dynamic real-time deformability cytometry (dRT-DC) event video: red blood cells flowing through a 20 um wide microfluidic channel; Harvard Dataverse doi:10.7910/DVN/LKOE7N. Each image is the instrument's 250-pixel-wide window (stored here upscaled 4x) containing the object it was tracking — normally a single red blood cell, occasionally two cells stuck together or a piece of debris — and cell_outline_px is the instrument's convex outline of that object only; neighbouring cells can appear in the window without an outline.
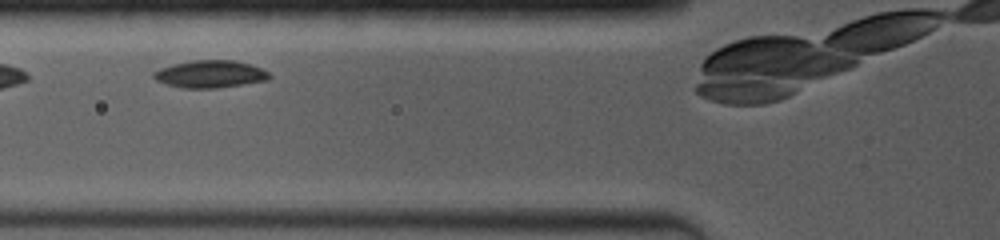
{"species": "common noctule bat (a hibernating species)", "species_latin": "Nyctalus noctula", "temperature_condition": "room temperature", "stored_images_in_passage": 14, "camera_frame_rate_fps": 4000, "um_per_image_px": 0.085, "animal": {"sex": "female", "body_mass_g": 19.0, "forearm_length_mm": 53.3}, "frame": {"image": 1, "passage_image": 5, "time_ms": 1.5, "image_size_px": [1000, 240], "cell_outline_px": [[272, 76], [268, 80], [216, 88], [184, 88], [168, 84], [156, 80], [152, 76], [152, 72], [160, 68], [172, 64], [192, 60], [232, 60], [252, 64], [264, 68]], "centroid_in_image_um": [17.89, 6.28], "position_along_channel_um": 107.9, "area_um2": 18.55}}